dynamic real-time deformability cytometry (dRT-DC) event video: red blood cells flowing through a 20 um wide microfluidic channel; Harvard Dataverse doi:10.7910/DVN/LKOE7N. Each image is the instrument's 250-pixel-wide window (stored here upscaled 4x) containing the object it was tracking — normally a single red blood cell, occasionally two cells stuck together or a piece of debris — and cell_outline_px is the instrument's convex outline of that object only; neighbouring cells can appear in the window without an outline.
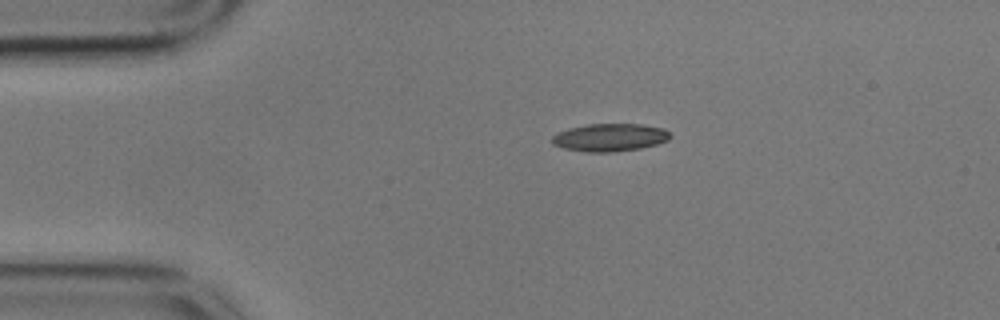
{"species": "common noctule bat (a hibernating species)", "species_latin": "Nyctalus noctula", "temperature_condition": "cold", "stored_images_in_passage": 46, "camera_frame_rate_fps": 3000, "um_per_image_px": 0.085, "animal": {"sex": "male", "body_mass_g": 17.9}, "frame": {"image": 1, "passage_image": 1, "time_ms": 0.0, "image_size_px": [1000, 320], "cell_outline_px": [[672, 136], [668, 140], [656, 144], [640, 148], [616, 152], [588, 152], [564, 148], [552, 144], [552, 136], [568, 128], [588, 124], [640, 124], [664, 128]], "centroid_in_image_um": [51.85, 11.68], "position_along_channel_um": 33.2, "area_um2": 19.07}}
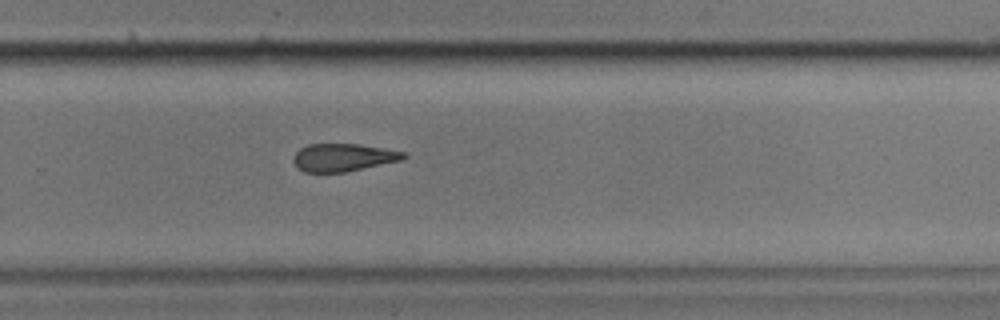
{"frame": {"image": 2, "passage_image": 27, "time_ms": 8.667, "image_size_px": [1000, 320], "cell_outline_px": [[408, 156], [400, 160], [344, 172], [304, 172], [296, 168], [292, 160], [296, 152], [300, 148], [308, 144], [360, 144], [408, 152]], "centroid_in_image_um": [29.15, 13.37], "position_along_channel_um": 300.6, "area_um2": 17.86}}
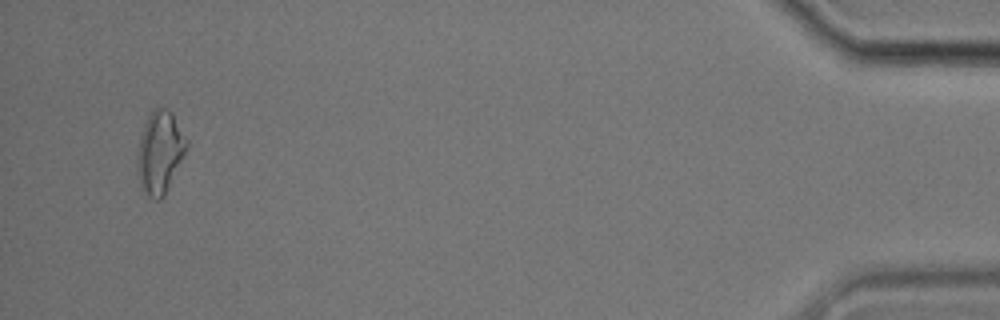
{"frame": {"image": 3, "passage_image": 44, "time_ms": 14.333, "image_size_px": [1000, 320], "cell_outline_px": [[188, 148], [164, 196], [160, 200], [156, 200], [148, 196], [144, 192], [140, 184], [136, 160], [136, 156], [140, 136], [144, 124], [148, 116], [156, 108], [164, 108], [172, 112], [188, 140]], "centroid_in_image_um": [13.59, 12.95], "position_along_channel_um": 421.6, "area_um2": 23.7}, "authors_computed_cell_mechanics": {"area_um2": 19.5942, "velocity_mm_per_s": 3.5393, "shape_relaxation_time_tau1_ms": 7.579, "shape_relaxation_time_tau2_ms": 8.1263, "deformation_change_tau1": 0.1593, "deformation_change_tau2": 0.2006}}